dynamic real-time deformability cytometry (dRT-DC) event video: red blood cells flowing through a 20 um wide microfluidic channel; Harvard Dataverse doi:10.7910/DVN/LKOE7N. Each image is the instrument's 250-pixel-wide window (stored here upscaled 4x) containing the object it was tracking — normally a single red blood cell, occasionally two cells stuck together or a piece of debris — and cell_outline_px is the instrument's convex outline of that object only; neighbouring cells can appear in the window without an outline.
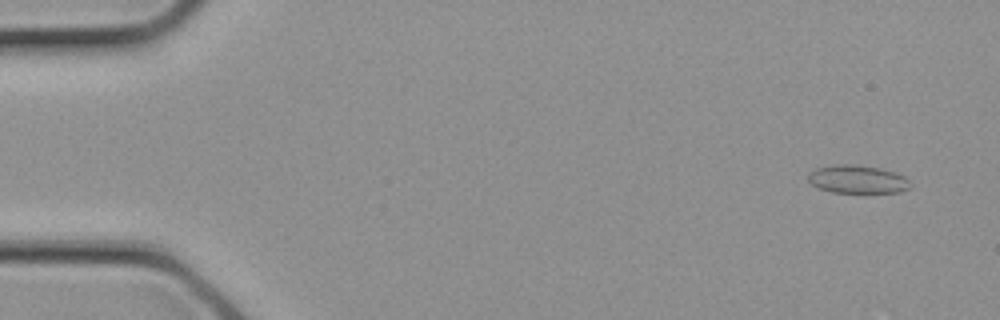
{"species": "common noctule bat (a hibernating species)", "species_latin": "Nyctalus noctula", "temperature_condition": "cold", "stored_images_in_passage": 28, "camera_frame_rate_fps": 3000, "um_per_image_px": 0.085, "animal": {"sex": "female", "body_mass_g": 21.9}, "frame": {"image": 1, "passage_image": 2, "time_ms": 0.333, "image_size_px": [1000, 320], "cell_outline_px": [[912, 184], [908, 188], [900, 192], [832, 192], [820, 188], [812, 184], [808, 180], [808, 176], [816, 168], [840, 164], [844, 164], [880, 168], [896, 172], [904, 176]], "centroid_in_image_um": [72.92, 15.24], "position_along_channel_um": 12.1, "area_um2": 16.42}}
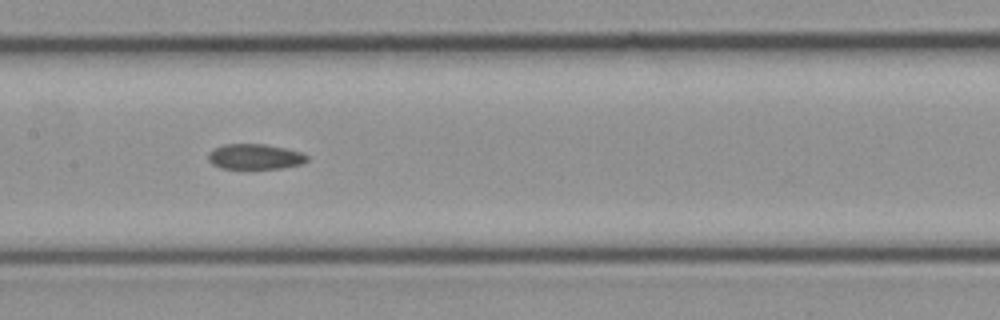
{"frame": {"image": 2, "passage_image": 14, "time_ms": 4.333, "image_size_px": [1000, 320], "cell_outline_px": [[308, 160], [300, 164], [280, 168], [220, 168], [212, 164], [208, 160], [208, 152], [212, 148], [224, 144], [264, 144], [284, 148], [300, 152], [308, 156]], "centroid_in_image_um": [21.61, 13.31], "position_along_channel_um": 185.8, "area_um2": 14.51}}
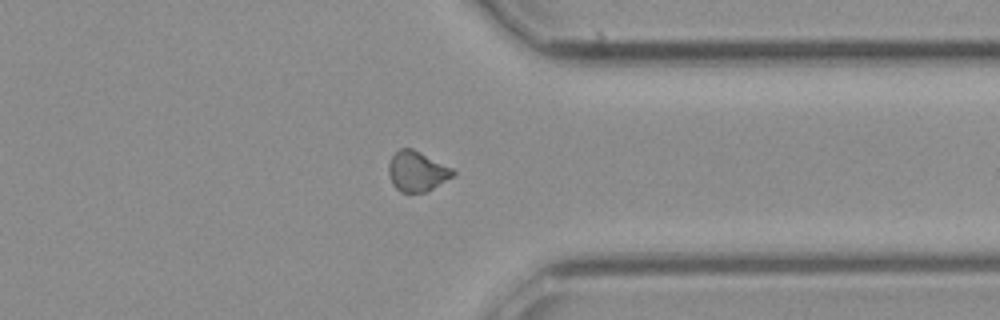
{"frame": {"image": 3, "passage_image": 22, "time_ms": 7.0, "image_size_px": [1000, 320], "cell_outline_px": [[456, 176], [424, 192], [408, 196], [400, 192], [392, 184], [388, 176], [388, 164], [392, 156], [400, 148], [412, 148], [452, 168], [456, 172]], "centroid_in_image_um": [35.43, 14.61], "position_along_channel_um": 376.0, "area_um2": 15.43}}